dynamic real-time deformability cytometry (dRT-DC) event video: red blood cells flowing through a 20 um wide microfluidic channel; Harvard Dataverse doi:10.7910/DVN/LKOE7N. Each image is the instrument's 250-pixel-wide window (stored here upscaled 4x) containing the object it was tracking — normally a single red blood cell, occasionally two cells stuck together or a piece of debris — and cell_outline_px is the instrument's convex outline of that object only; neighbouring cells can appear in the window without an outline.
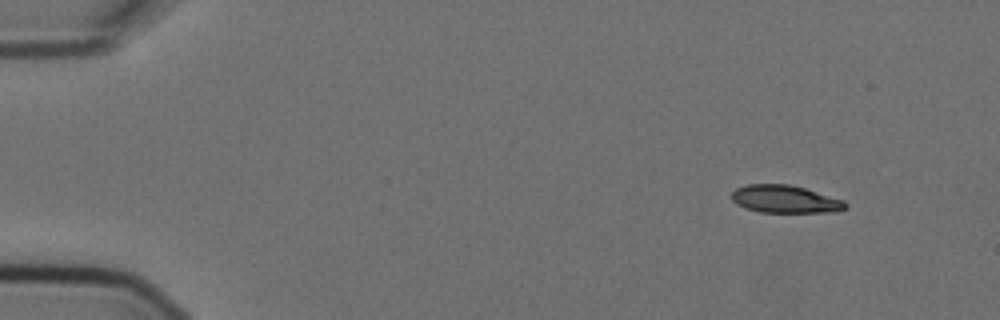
{"species": "Egyptian fruit bat (a non-hibernating species)", "species_latin": "Rousettus aegyptiacus", "temperature_condition": "cold", "stored_images_in_passage": 12, "camera_frame_rate_fps": 3000, "um_per_image_px": 0.085, "animal": {"sex": "female"}, "frame": {"image": 1, "passage_image": 1, "time_ms": 0.0, "image_size_px": [1000, 320], "cell_outline_px": [[848, 208], [832, 212], [760, 212], [744, 208], [732, 200], [732, 192], [736, 188], [748, 184], [788, 184], [804, 188], [844, 200], [848, 204]], "centroid_in_image_um": [66.74, 16.93], "position_along_channel_um": 18.3, "area_um2": 18.32}}
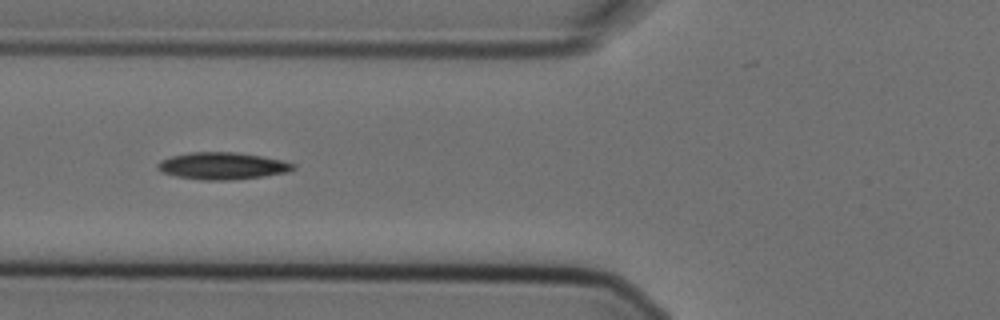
{"frame": {"image": 2, "passage_image": 4, "time_ms": 1.0, "image_size_px": [1000, 320], "cell_outline_px": [[296, 168], [288, 172], [264, 176], [232, 180], [200, 180], [176, 176], [164, 172], [156, 168], [156, 164], [160, 160], [172, 156], [188, 152], [236, 152], [260, 156], [280, 160], [296, 164]], "centroid_in_image_um": [18.89, 14.1], "position_along_channel_um": 106.9, "area_um2": 21.39}}
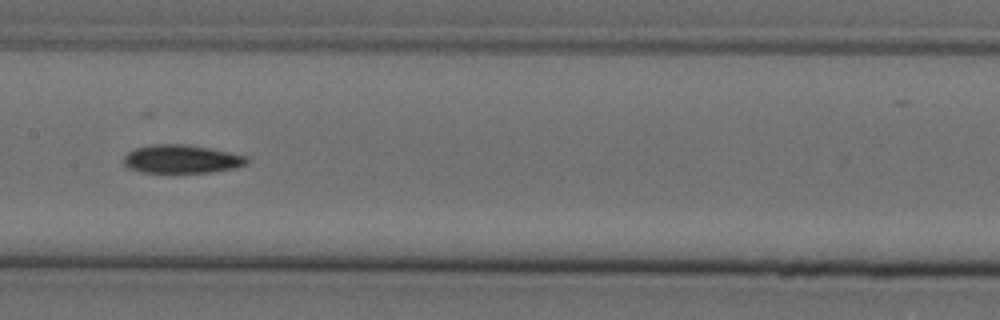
{"frame": {"image": 3, "passage_image": 6, "time_ms": 1.667, "image_size_px": [1000, 320], "cell_outline_px": [[248, 164], [236, 168], [212, 172], [140, 172], [128, 168], [124, 164], [124, 156], [128, 152], [136, 148], [152, 144], [184, 144], [208, 148], [248, 156]], "centroid_in_image_um": [15.45, 13.52], "position_along_channel_um": 192.0, "area_um2": 20.35}}